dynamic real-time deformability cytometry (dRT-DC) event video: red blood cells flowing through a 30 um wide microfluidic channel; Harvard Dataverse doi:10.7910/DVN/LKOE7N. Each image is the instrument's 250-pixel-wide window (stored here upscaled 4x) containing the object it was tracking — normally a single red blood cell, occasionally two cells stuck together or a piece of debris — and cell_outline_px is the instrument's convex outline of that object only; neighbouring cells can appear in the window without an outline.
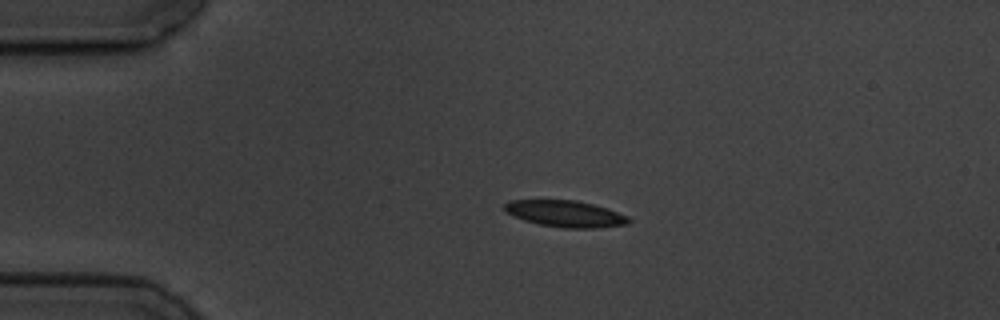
{"species": "common noctule bat (a hibernating species)", "species_latin": "Nyctalus noctula", "temperature_condition": "cold", "stored_images_in_passage": 4, "camera_frame_rate_fps": 3000, "um_per_image_px": 0.085, "animal": {"sex": "male", "body_mass_g": 19.5, "forearm_length_mm": 54.6}, "frame": {"image": 1, "passage_image": 3, "time_ms": 2.333, "image_size_px": [1000, 320], "cell_outline_px": [[632, 220], [628, 224], [596, 228], [564, 228], [540, 224], [524, 220], [504, 212], [504, 204], [512, 200], [576, 200], [608, 208], [628, 216]], "centroid_in_image_um": [48.07, 18.17], "position_along_channel_um": 36.9, "area_um2": 19.19}}